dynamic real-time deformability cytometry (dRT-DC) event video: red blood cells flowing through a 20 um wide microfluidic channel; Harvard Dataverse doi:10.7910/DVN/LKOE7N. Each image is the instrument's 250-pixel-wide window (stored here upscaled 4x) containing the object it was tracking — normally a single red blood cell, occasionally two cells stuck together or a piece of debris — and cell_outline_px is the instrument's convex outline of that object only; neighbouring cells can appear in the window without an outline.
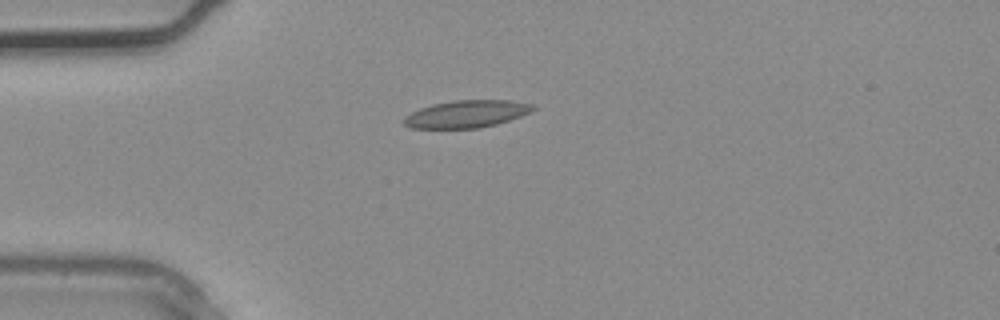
{"species": "common noctule bat (a hibernating species)", "species_latin": "Nyctalus noctula", "temperature_condition": "warm", "stored_images_in_passage": 5, "camera_frame_rate_fps": 3000, "um_per_image_px": 0.085, "animal": {"sex": "male", "body_mass_g": 20.4}, "frame": {"image": 1, "passage_image": 4, "time_ms": 1.0, "image_size_px": [1000, 320], "cell_outline_px": [[536, 108], [532, 112], [496, 124], [480, 128], [412, 128], [404, 124], [404, 116], [420, 108], [432, 104], [456, 100], [508, 100], [536, 104]], "centroid_in_image_um": [39.69, 9.68], "position_along_channel_um": 45.3, "area_um2": 20.58}}